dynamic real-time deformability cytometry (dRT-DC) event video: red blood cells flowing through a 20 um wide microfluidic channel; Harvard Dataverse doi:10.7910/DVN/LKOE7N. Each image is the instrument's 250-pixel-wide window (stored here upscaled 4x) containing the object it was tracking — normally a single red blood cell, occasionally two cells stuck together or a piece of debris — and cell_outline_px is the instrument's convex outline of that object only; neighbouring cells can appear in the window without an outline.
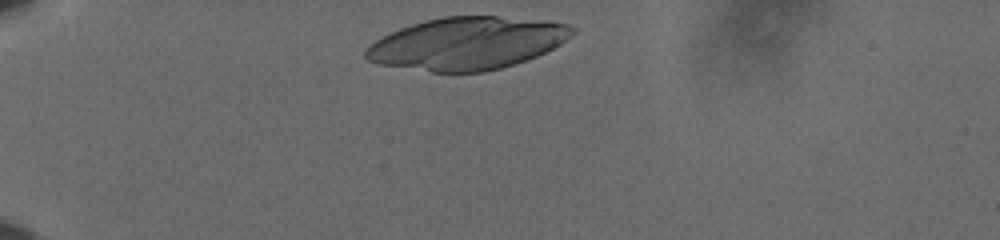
{"species": "human", "species_latin": "Homo sapiens", "temperature_condition": "cold", "stored_images_in_passage": 36, "camera_frame_rate_fps": 3000, "um_per_image_px": 0.085, "donor": {"sex": "male"}, "frame": {"image": 1, "passage_image": 1, "time_ms": 0.0, "image_size_px": [1000, 240], "cell_outline_px": [[576, 28], [560, 44], [536, 56], [500, 68], [484, 72], [432, 72], [380, 64], [368, 60], [364, 56], [364, 52], [368, 44], [400, 28], [424, 20], [444, 16], [496, 16], [548, 20], [564, 24]], "centroid_in_image_um": [39.66, 3.68], "position_along_channel_um": 45.3, "area_um2": 62.66}}